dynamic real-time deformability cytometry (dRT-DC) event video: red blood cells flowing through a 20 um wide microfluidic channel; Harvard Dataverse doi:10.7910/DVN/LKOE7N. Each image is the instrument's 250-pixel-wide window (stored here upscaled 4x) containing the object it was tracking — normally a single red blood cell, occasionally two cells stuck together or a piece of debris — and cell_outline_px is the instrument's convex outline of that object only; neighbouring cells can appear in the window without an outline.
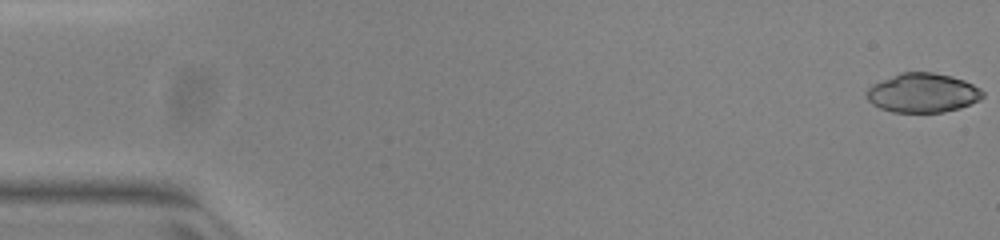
{"species": "common noctule bat (a hibernating species)", "species_latin": "Nyctalus noctula", "temperature_condition": "warm", "stored_images_in_passage": 52, "camera_frame_rate_fps": 3000, "um_per_image_px": 0.085, "animal": {"sex": "female", "body_mass_g": 23.0, "forearm_length_mm": 53.4}, "frame": {"image": 1, "passage_image": 1, "time_ms": 0.0, "image_size_px": [1000, 240], "cell_outline_px": [[984, 96], [980, 100], [960, 108], [944, 112], [892, 112], [880, 108], [872, 104], [864, 96], [864, 92], [872, 84], [900, 72], [932, 72], [952, 76], [964, 80], [980, 88], [984, 92]], "centroid_in_image_um": [78.41, 7.89], "position_along_channel_um": 6.6, "area_um2": 26.82}}
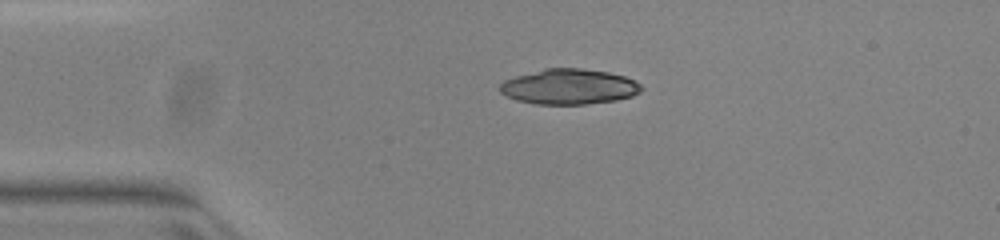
{"frame": {"image": 2, "passage_image": 12, "time_ms": 3.667, "image_size_px": [1000, 240], "cell_outline_px": [[644, 88], [640, 92], [632, 96], [616, 100], [584, 104], [536, 104], [516, 100], [500, 92], [500, 84], [504, 80], [516, 76], [544, 68], [580, 68], [608, 72], [624, 76], [640, 84]], "centroid_in_image_um": [48.37, 7.36], "position_along_channel_um": 36.6, "area_um2": 29.02}}